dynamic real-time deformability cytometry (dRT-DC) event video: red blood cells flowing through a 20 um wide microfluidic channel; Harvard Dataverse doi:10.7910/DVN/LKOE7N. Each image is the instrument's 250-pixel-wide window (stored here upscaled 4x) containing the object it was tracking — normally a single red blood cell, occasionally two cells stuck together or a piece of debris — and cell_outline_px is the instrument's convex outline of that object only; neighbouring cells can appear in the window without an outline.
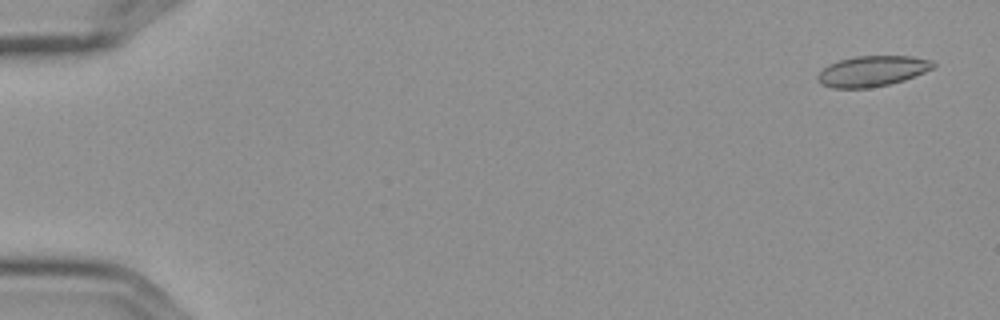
{"species": "Egyptian fruit bat (a non-hibernating species)", "species_latin": "Rousettus aegyptiacus", "temperature_condition": "cold", "stored_images_in_passage": 7, "camera_frame_rate_fps": 3000, "um_per_image_px": 0.085, "frame": {"image": 1, "passage_image": 1, "time_ms": 0.0, "image_size_px": [1000, 320], "cell_outline_px": [[936, 64], [932, 68], [924, 72], [904, 80], [888, 84], [868, 88], [832, 88], [820, 84], [816, 80], [816, 76], [828, 64], [840, 60], [856, 56], [912, 56], [932, 60]], "centroid_in_image_um": [74.11, 6.04], "position_along_channel_um": 10.9, "area_um2": 20.58}}
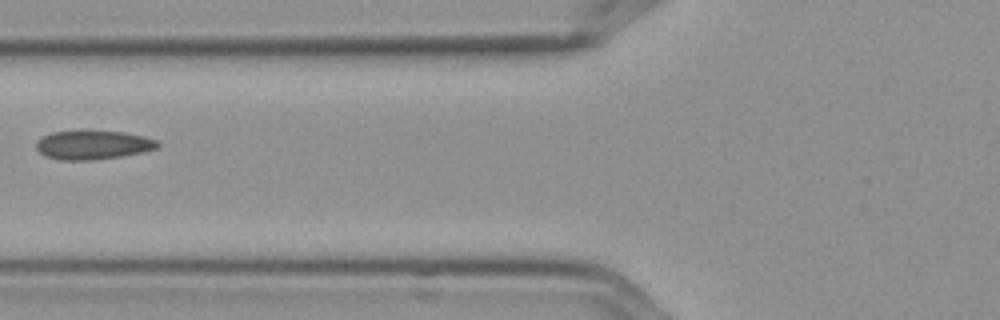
{"frame": {"image": 2, "passage_image": 6, "time_ms": 1.667, "image_size_px": [1000, 320], "cell_outline_px": [[160, 144], [156, 148], [144, 152], [120, 156], [92, 160], [60, 160], [44, 156], [36, 148], [36, 140], [52, 132], [124, 132], [144, 136], [156, 140]], "centroid_in_image_um": [7.89, 12.34], "position_along_channel_um": 117.9, "area_um2": 20.11}}
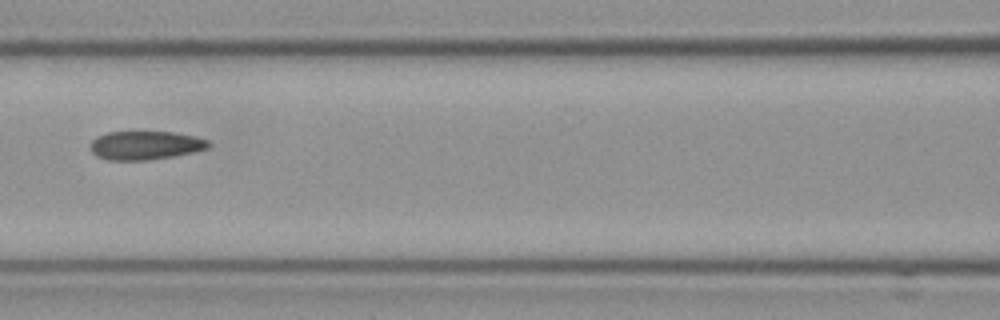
{"frame": {"image": 3, "passage_image": 7, "time_ms": 2.0, "image_size_px": [1000, 320], "cell_outline_px": [[212, 144], [208, 148], [192, 152], [172, 156], [148, 160], [108, 160], [96, 156], [88, 148], [88, 144], [96, 136], [108, 132], [172, 132], [196, 136], [208, 140]], "centroid_in_image_um": [12.31, 12.35], "position_along_channel_um": 154.3, "area_um2": 19.88}}